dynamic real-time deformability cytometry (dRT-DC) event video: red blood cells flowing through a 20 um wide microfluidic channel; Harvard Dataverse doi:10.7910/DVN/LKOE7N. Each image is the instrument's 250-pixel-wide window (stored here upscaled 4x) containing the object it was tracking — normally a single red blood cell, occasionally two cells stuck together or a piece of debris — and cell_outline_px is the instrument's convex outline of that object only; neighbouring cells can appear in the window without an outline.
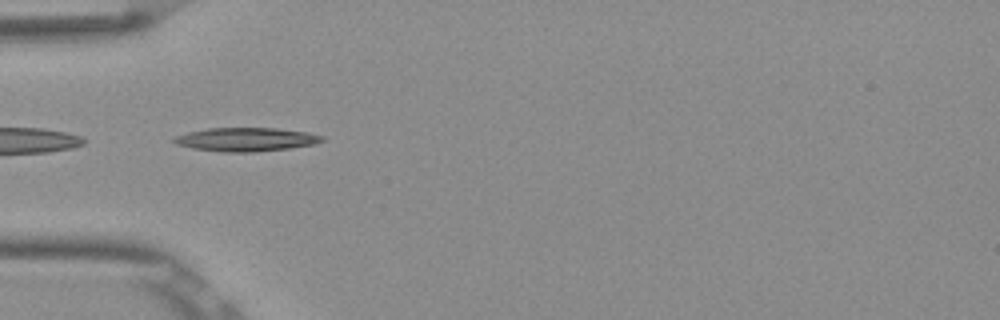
{"species": "Egyptian fruit bat (a non-hibernating species)", "species_latin": "Rousettus aegyptiacus", "temperature_condition": "room temperature", "stored_images_in_passage": 32, "camera_frame_rate_fps": 3000, "um_per_image_px": 0.085, "frame": {"image": 1, "passage_image": 1, "time_ms": 0.0, "image_size_px": [1000, 320], "cell_outline_px": [[324, 140], [312, 144], [288, 148], [252, 152], [224, 152], [192, 148], [176, 144], [172, 140], [176, 136], [188, 132], [208, 128], [276, 128], [308, 132], [324, 136]], "centroid_in_image_um": [20.9, 11.84], "position_along_channel_um": 64.1, "area_um2": 20.23}}
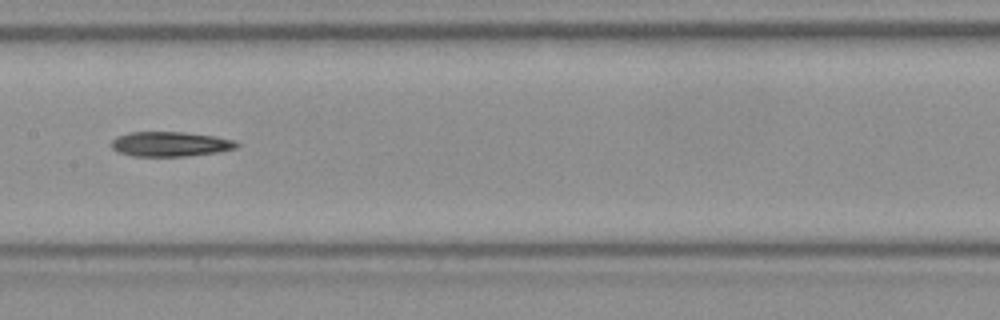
{"frame": {"image": 2, "passage_image": 11, "time_ms": 3.333, "image_size_px": [1000, 320], "cell_outline_px": [[240, 144], [236, 148], [220, 152], [184, 156], [132, 156], [120, 152], [112, 148], [112, 140], [116, 136], [128, 132], [184, 132], [216, 136], [236, 140]], "centroid_in_image_um": [14.51, 12.24], "position_along_channel_um": 192.9, "area_um2": 18.21}}
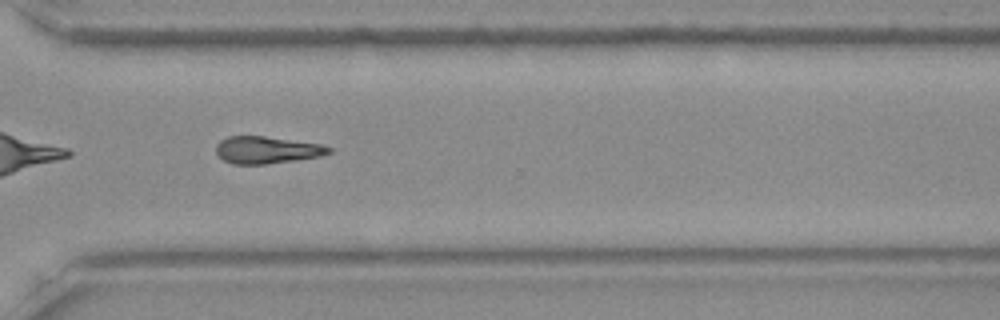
{"frame": {"image": 3, "passage_image": 23, "time_ms": 7.333, "image_size_px": [1000, 320], "cell_outline_px": [[332, 152], [320, 156], [296, 160], [264, 164], [232, 164], [224, 160], [216, 152], [216, 144], [220, 140], [228, 136], [264, 136], [320, 144], [332, 148]], "centroid_in_image_um": [22.66, 12.74], "position_along_channel_um": 347.9, "area_um2": 17.74}, "authors_computed_cell_mechanics": {"area_um2": 18.207, "velocity_mm_per_s": 3.8809, "shape_relaxation_time_tau1_ms": 8.4372, "shape_relaxation_time_tau2_ms": 8.6462, "deformation_change_tau1": 0.2532, "deformation_change_tau2": 0.2518}}